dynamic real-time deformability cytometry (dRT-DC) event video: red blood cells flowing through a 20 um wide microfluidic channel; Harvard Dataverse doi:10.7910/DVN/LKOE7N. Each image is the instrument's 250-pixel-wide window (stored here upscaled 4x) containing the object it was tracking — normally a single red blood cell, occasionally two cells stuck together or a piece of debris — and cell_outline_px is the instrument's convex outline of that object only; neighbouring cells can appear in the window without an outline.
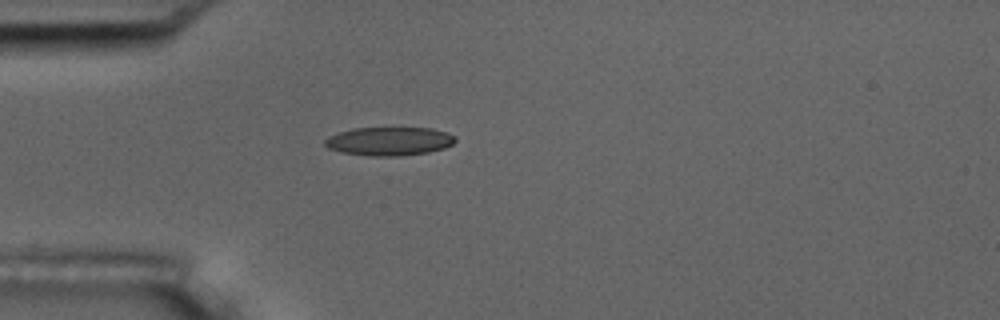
{"species": "common noctule bat (a hibernating species)", "species_latin": "Nyctalus noctula", "temperature_condition": "room temperature", "stored_images_in_passage": 1, "camera_frame_rate_fps": 3000, "um_per_image_px": 0.085, "animal": {"sex": "male", "body_mass_g": 17.5, "forearm_length_mm": 52.3}, "frame": {"image": 1, "passage_image": 1, "time_ms": 0.0, "image_size_px": [1000, 320], "cell_outline_px": [[456, 140], [452, 144], [444, 148], [428, 152], [396, 156], [368, 156], [340, 152], [328, 148], [324, 144], [324, 140], [328, 136], [352, 128], [432, 128], [448, 132], [456, 136]], "centroid_in_image_um": [33.08, 12.0], "position_along_channel_um": 51.9, "area_um2": 21.79}}